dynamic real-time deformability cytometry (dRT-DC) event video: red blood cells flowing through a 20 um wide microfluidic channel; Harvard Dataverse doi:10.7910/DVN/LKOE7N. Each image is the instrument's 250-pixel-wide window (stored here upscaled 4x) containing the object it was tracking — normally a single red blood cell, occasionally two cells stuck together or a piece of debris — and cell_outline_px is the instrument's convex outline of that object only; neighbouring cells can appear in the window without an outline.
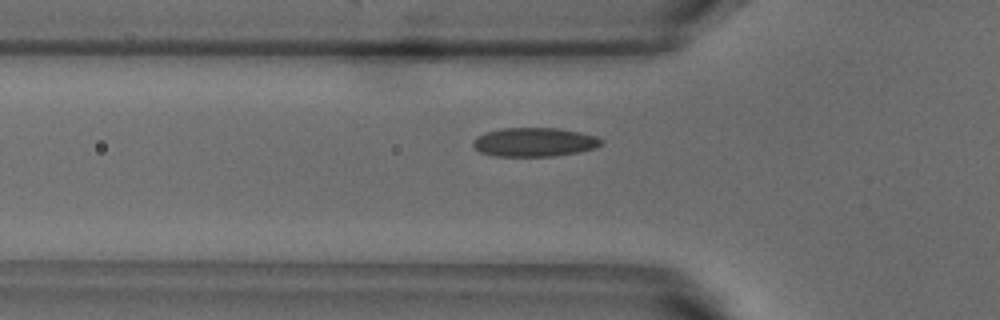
{"species": "common noctule bat (a hibernating species)", "species_latin": "Nyctalus noctula", "temperature_condition": "warm", "stored_images_in_passage": 3, "camera_frame_rate_fps": 3000, "um_per_image_px": 0.085, "animal": {"sex": "male", "body_mass_g": 18.8}, "frame": {"image": 1, "passage_image": 2, "time_ms": 0.333, "image_size_px": [1000, 320], "cell_outline_px": [[604, 140], [596, 148], [576, 152], [552, 156], [492, 156], [480, 152], [472, 144], [472, 140], [476, 136], [500, 128], [560, 128], [580, 132], [596, 136]], "centroid_in_image_um": [45.4, 12.07], "position_along_channel_um": 80.4, "area_um2": 21.62}}
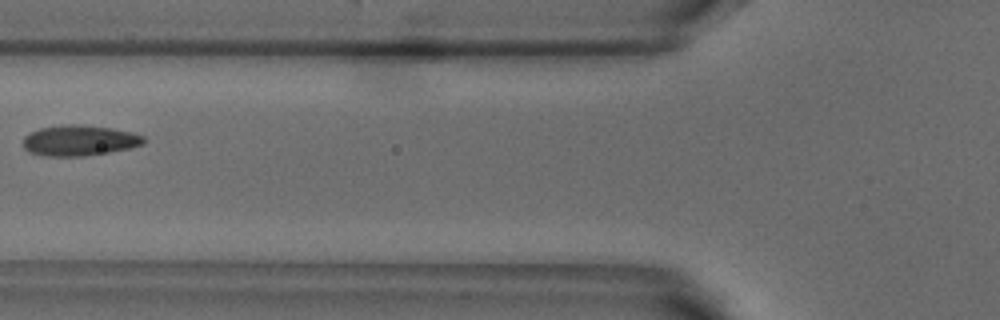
{"frame": {"image": 2, "passage_image": 3, "time_ms": 0.667, "image_size_px": [1000, 320], "cell_outline_px": [[144, 144], [128, 148], [108, 152], [84, 156], [44, 156], [28, 152], [24, 148], [24, 136], [40, 128], [64, 124], [84, 124], [112, 128], [132, 132], [144, 136]], "centroid_in_image_um": [6.74, 11.93], "position_along_channel_um": 119.1, "area_um2": 21.56}}